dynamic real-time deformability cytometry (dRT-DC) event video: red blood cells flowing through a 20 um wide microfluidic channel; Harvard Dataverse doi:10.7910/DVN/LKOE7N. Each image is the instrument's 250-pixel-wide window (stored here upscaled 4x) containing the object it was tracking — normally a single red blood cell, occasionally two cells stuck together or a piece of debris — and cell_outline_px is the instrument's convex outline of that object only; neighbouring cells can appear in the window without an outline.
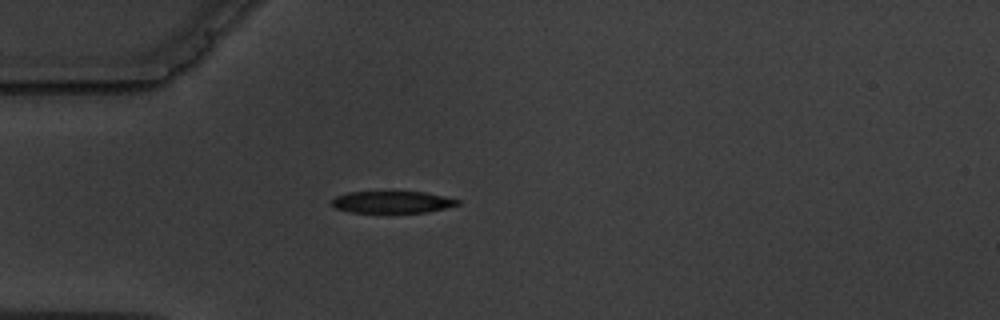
{"species": "common noctule bat (a hibernating species)", "species_latin": "Nyctalus noctula", "temperature_condition": "warm", "stored_images_in_passage": 1, "camera_frame_rate_fps": 3000, "um_per_image_px": 0.085, "animal": {"sex": "male", "body_mass_g": 19.5, "forearm_length_mm": 54.6}, "frame": {"image": 1, "passage_image": 1, "time_ms": 0.0, "image_size_px": [1000, 320], "cell_outline_px": [[460, 204], [428, 212], [352, 212], [336, 208], [332, 204], [332, 200], [336, 196], [348, 192], [424, 192], [444, 196], [460, 200]], "centroid_in_image_um": [33.36, 17.17], "position_along_channel_um": 51.6, "area_um2": 15.84}}